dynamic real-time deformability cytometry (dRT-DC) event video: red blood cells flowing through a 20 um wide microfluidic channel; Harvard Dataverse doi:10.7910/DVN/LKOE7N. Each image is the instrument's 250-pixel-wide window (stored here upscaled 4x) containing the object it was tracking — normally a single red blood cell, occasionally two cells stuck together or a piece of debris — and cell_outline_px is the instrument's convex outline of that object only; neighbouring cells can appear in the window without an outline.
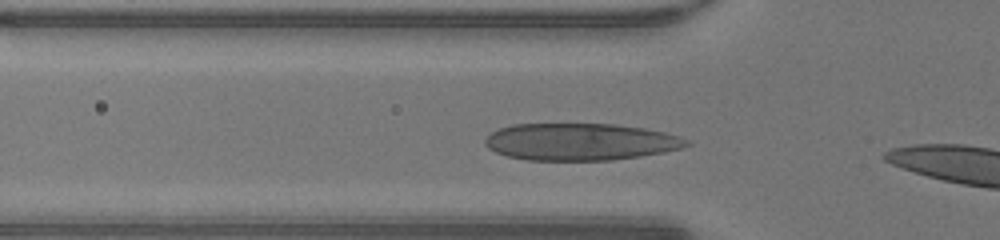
{"species": "human", "species_latin": "Homo sapiens", "temperature_condition": "warm", "stored_images_in_passage": 4, "camera_frame_rate_fps": 3000, "um_per_image_px": 0.085, "donor": {"sex": "male"}, "frame": {"image": 1, "passage_image": 2, "time_ms": 0.333, "image_size_px": [1000, 240], "cell_outline_px": [[692, 144], [680, 148], [664, 152], [640, 156], [612, 160], [528, 160], [508, 156], [496, 152], [488, 148], [484, 144], [484, 140], [492, 132], [500, 128], [512, 124], [616, 124], [644, 128], [664, 132], [680, 136], [688, 140]], "centroid_in_image_um": [49.34, 12.05], "position_along_channel_um": 76.5, "area_um2": 43.52}}